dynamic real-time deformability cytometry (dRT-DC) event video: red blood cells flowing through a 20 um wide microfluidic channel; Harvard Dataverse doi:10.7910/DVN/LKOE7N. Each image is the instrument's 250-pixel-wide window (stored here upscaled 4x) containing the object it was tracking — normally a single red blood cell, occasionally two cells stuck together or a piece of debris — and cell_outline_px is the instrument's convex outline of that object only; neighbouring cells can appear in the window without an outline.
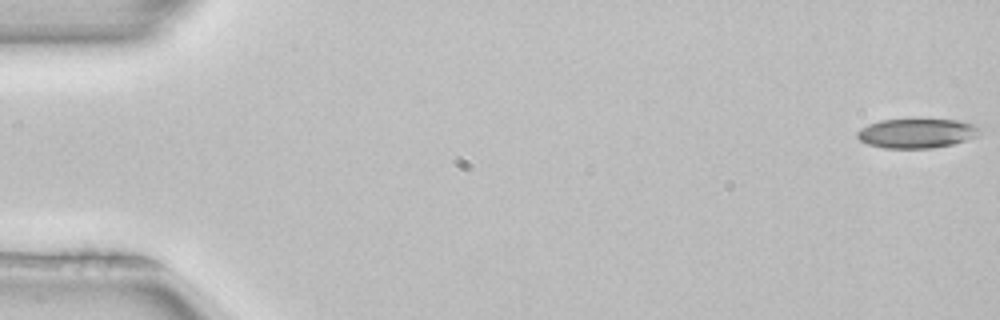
{"species": "common noctule bat (a hibernating species)", "species_latin": "Nyctalus noctula", "temperature_condition": "room temperature", "stored_images_in_passage": 52, "camera_frame_rate_fps": 3000, "um_per_image_px": 0.085, "animal": {"sex": "female", "body_mass_g": 22.7, "forearm_length_mm": 54.2}, "frame": {"image": 1, "passage_image": 1, "time_ms": 0.0, "image_size_px": [1000, 320], "cell_outline_px": [[976, 136], [952, 144], [932, 148], [884, 148], [868, 144], [860, 140], [856, 136], [856, 132], [860, 128], [868, 124], [880, 120], [912, 116], [916, 116], [960, 120], [976, 124]], "centroid_in_image_um": [77.86, 11.26], "position_along_channel_um": 7.1, "area_um2": 21.91}}
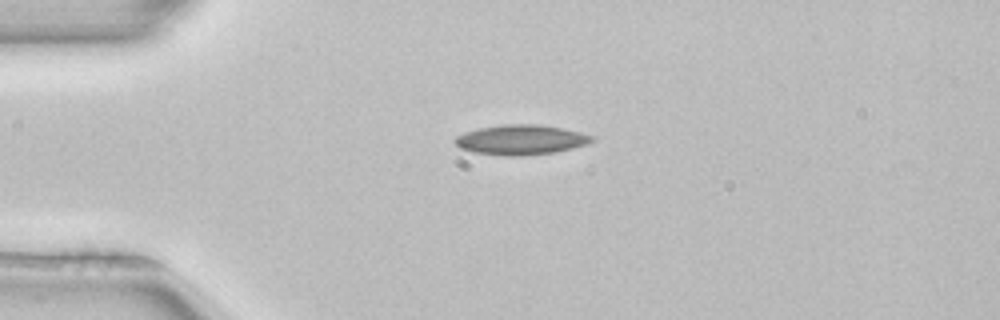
{"frame": {"image": 2, "passage_image": 13, "time_ms": 4.0, "image_size_px": [1000, 320], "cell_outline_px": [[596, 140], [572, 148], [556, 152], [524, 156], [504, 156], [472, 152], [460, 148], [452, 140], [456, 136], [464, 132], [480, 128], [504, 124], [536, 124], [564, 128], [596, 136]], "centroid_in_image_um": [44.28, 11.88], "position_along_channel_um": 40.7, "area_um2": 24.1}}
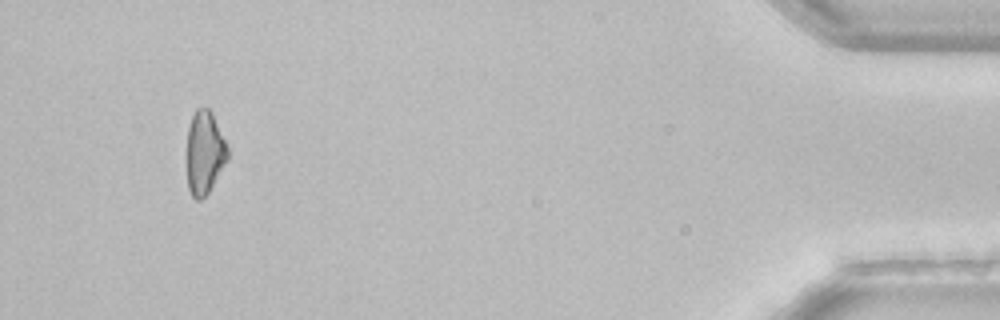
{"frame": {"image": 3, "passage_image": 49, "time_ms": 16.0, "image_size_px": [1000, 320], "cell_outline_px": [[228, 160], [208, 192], [200, 200], [196, 200], [192, 196], [188, 188], [184, 160], [184, 152], [188, 128], [192, 116], [196, 108], [208, 108], [212, 112], [228, 148]], "centroid_in_image_um": [17.33, 12.99], "position_along_channel_um": 417.9, "area_um2": 20.46}}